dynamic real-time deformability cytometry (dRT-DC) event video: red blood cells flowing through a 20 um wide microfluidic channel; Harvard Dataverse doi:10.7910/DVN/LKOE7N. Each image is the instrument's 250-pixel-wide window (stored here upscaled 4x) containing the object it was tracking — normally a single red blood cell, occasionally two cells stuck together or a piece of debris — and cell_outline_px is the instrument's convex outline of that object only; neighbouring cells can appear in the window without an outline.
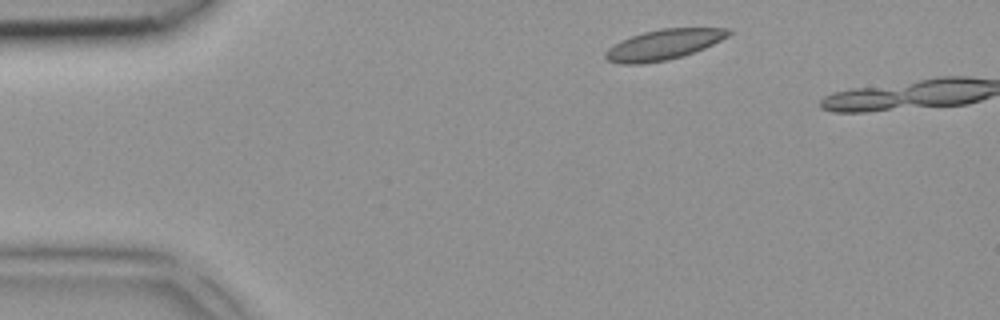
{"species": "common noctule bat (a hibernating species)", "species_latin": "Nyctalus noctula", "temperature_condition": "room temperature", "stored_images_in_passage": 2, "camera_frame_rate_fps": 3000, "um_per_image_px": 0.085, "animal": {"sex": "female", "body_mass_g": 18.4}, "frame": {"image": 1, "passage_image": 1, "time_ms": 0.0, "image_size_px": [1000, 320], "cell_outline_px": [[732, 32], [728, 36], [704, 48], [684, 56], [668, 60], [640, 64], [620, 64], [608, 60], [604, 56], [604, 52], [608, 48], [620, 40], [644, 32], [660, 28], [732, 28]], "centroid_in_image_um": [56.4, 3.79], "position_along_channel_um": 28.6, "area_um2": 21.79}}